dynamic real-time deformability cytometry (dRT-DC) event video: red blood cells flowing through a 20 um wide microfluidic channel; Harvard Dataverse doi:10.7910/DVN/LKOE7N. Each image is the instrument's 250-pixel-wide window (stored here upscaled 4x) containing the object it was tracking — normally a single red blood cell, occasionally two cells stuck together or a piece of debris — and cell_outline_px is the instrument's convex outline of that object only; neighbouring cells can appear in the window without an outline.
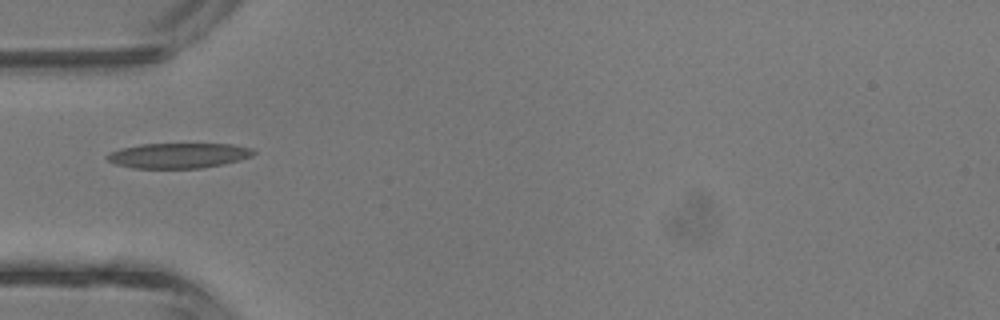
{"species": "common noctule bat (a hibernating species)", "species_latin": "Nyctalus noctula", "temperature_condition": "room temperature", "stored_images_in_passage": 22, "camera_frame_rate_fps": 3000, "um_per_image_px": 0.085, "animal": {"sex": "male", "body_mass_g": 13.3}, "frame": {"image": 1, "passage_image": 1, "time_ms": 0.0, "image_size_px": [1000, 320], "cell_outline_px": [[256, 152], [252, 156], [240, 160], [224, 164], [200, 168], [132, 168], [116, 164], [108, 160], [104, 156], [120, 148], [140, 144], [232, 144], [252, 148]], "centroid_in_image_um": [15.18, 13.22], "position_along_channel_um": 69.8, "area_um2": 21.5}}
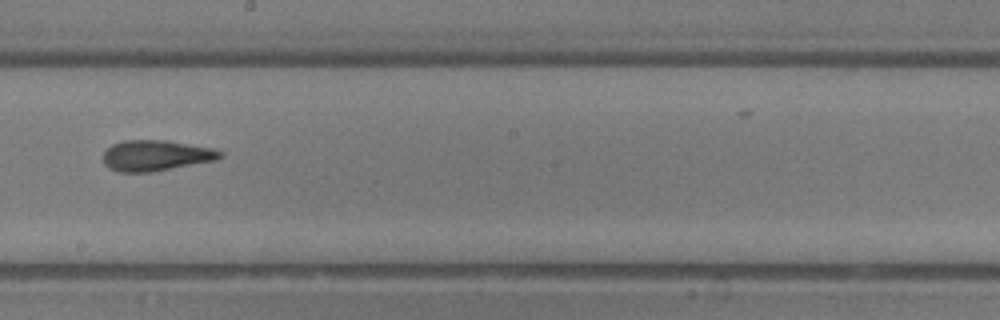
{"frame": {"image": 2, "passage_image": 11, "time_ms": 3.333, "image_size_px": [1000, 320], "cell_outline_px": [[224, 156], [216, 160], [152, 172], [120, 172], [108, 168], [104, 164], [104, 152], [112, 144], [124, 140], [164, 140], [212, 148], [224, 152]], "centroid_in_image_um": [13.26, 13.22], "position_along_channel_um": 234.9, "area_um2": 20.92}}
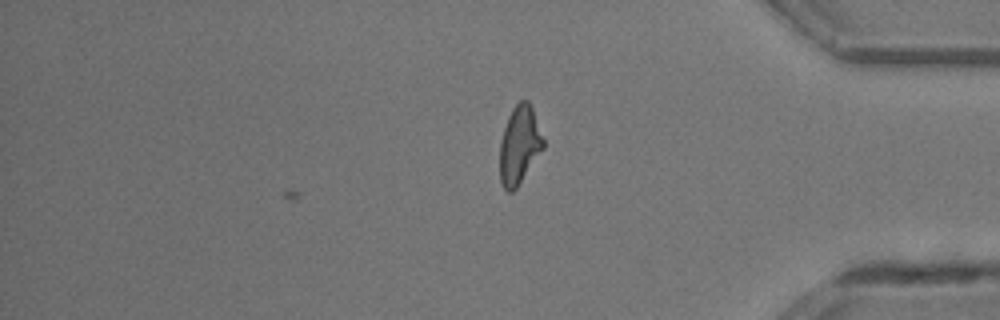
{"frame": {"image": 3, "passage_image": 22, "time_ms": 7.0, "image_size_px": [1000, 320], "cell_outline_px": [[544, 148], [516, 188], [512, 192], [508, 192], [504, 188], [500, 180], [500, 140], [508, 116], [512, 108], [520, 100], [528, 100], [532, 108], [544, 140]], "centroid_in_image_um": [44.14, 12.32], "position_along_channel_um": 391.1, "area_um2": 19.65}, "authors_computed_cell_mechanics": {"area_um2": 20.519, "velocity_mm_per_s": 4.9243, "shape_relaxation_time_tau1_ms": 4.7754, "shape_relaxation_time_tau2_ms": 2.0162, "deformation_change_tau1": 0.1629, "deformation_change_tau2": 0.1072}}